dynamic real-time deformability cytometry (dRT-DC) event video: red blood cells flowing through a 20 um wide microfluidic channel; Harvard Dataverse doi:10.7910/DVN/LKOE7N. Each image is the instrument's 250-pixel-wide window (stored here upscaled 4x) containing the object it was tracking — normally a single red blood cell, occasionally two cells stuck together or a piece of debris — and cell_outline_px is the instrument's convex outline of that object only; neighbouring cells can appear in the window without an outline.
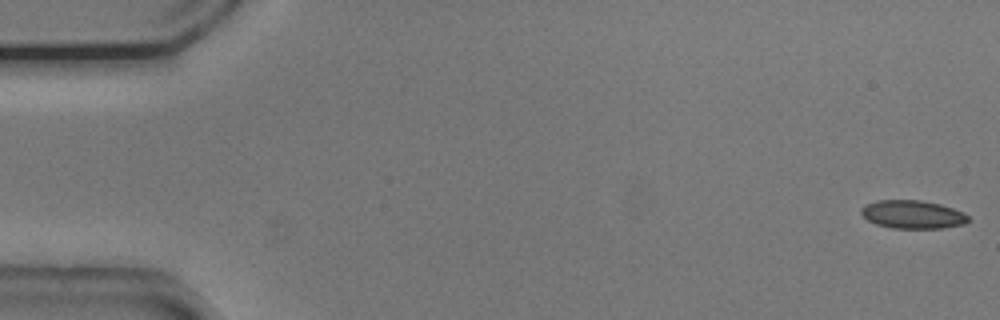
{"species": "common noctule bat (a hibernating species)", "species_latin": "Nyctalus noctula", "temperature_condition": "cold", "stored_images_in_passage": 54, "camera_frame_rate_fps": 3000, "um_per_image_px": 0.085, "animal": {"sex": "male", "body_mass_g": 20.5, "forearm_length_mm": 52.5}, "frame": {"image": 1, "passage_image": 1, "time_ms": 0.0, "image_size_px": [1000, 320], "cell_outline_px": [[972, 220], [964, 224], [944, 228], [892, 228], [876, 224], [868, 220], [860, 212], [860, 208], [864, 204], [876, 200], [920, 200], [940, 204], [964, 212]], "centroid_in_image_um": [77.58, 18.22], "position_along_channel_um": 7.4, "area_um2": 17.8}}
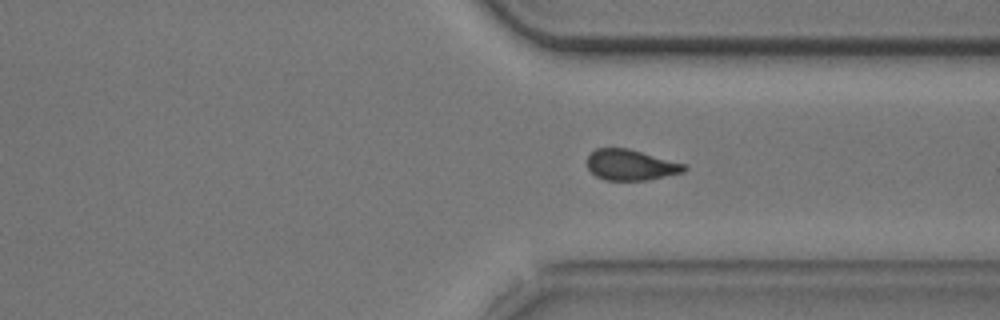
{"frame": {"image": 2, "passage_image": 40, "time_ms": 13.0, "image_size_px": [1000, 320], "cell_outline_px": [[688, 168], [684, 172], [648, 180], [604, 180], [596, 176], [588, 168], [588, 156], [596, 148], [628, 148], [688, 164]], "centroid_in_image_um": [53.67, 14.02], "position_along_channel_um": 357.7, "area_um2": 17.51}}
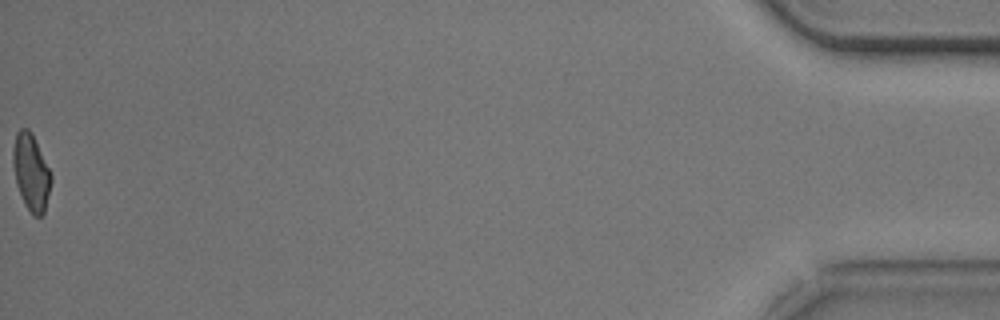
{"frame": {"image": 3, "passage_image": 54, "time_ms": 17.667, "image_size_px": [1000, 320], "cell_outline_px": [[52, 180], [44, 212], [40, 216], [32, 216], [24, 204], [16, 184], [12, 164], [12, 148], [16, 132], [20, 128], [28, 128], [32, 132], [52, 176]], "centroid_in_image_um": [2.61, 14.62], "position_along_channel_um": 432.6, "area_um2": 17.17}, "authors_computed_cell_mechanics": {"area_um2": 17.9469, "velocity_mm_per_s": 3.7703, "shape_relaxation_time_tau1_ms": 2.4026, "shape_relaxation_time_tau2_ms": 6.5377, "deformation_change_tau1": 0.0967, "deformation_change_tau2": 0.1155}}